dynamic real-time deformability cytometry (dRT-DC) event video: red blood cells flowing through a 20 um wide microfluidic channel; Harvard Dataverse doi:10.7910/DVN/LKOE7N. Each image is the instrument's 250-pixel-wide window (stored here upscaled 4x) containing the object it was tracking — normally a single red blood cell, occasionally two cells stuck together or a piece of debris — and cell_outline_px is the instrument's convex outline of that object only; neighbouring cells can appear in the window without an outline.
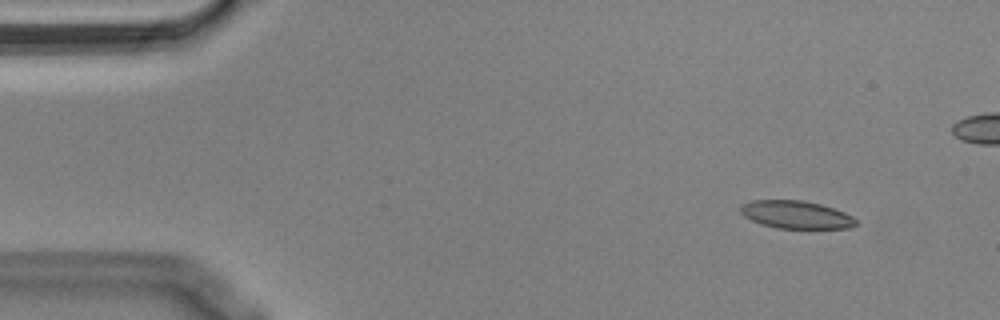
{"species": "Egyptian fruit bat (a non-hibernating species)", "species_latin": "Rousettus aegyptiacus", "temperature_condition": "cold", "stored_images_in_passage": 3, "camera_frame_rate_fps": 3000, "um_per_image_px": 0.085, "animal": {"sex": "male"}, "frame": {"image": 1, "passage_image": 1, "time_ms": 0.0, "image_size_px": [1000, 320], "cell_outline_px": [[856, 224], [848, 228], [776, 228], [760, 224], [744, 216], [740, 212], [740, 208], [744, 204], [752, 200], [800, 200], [820, 204], [844, 212], [852, 216], [856, 220]], "centroid_in_image_um": [67.64, 18.25], "position_along_channel_um": 17.4, "area_um2": 18.5}}